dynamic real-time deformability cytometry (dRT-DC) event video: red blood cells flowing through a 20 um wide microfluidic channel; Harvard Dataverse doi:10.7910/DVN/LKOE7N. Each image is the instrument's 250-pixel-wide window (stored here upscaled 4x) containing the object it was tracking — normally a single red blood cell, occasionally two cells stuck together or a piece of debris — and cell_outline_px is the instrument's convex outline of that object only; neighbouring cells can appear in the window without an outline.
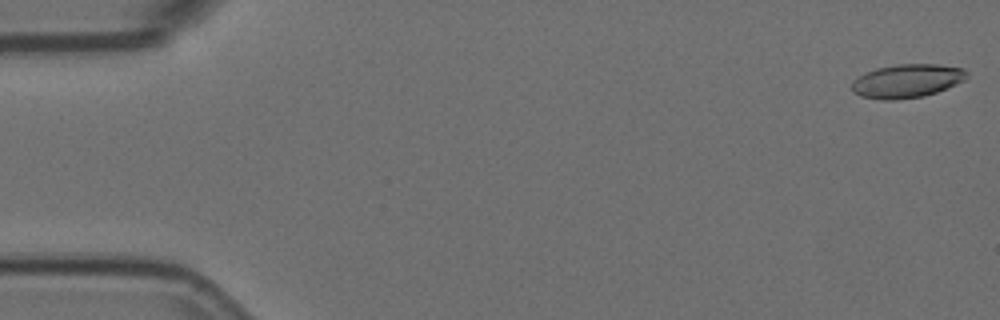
{"species": "Egyptian fruit bat (a non-hibernating species)", "species_latin": "Rousettus aegyptiacus", "temperature_condition": "room temperature", "stored_images_in_passage": 7, "camera_frame_rate_fps": 3000, "um_per_image_px": 0.085, "animal": {"sex": "female"}, "frame": {"image": 1, "passage_image": 1, "time_ms": 0.0, "image_size_px": [1000, 320], "cell_outline_px": [[968, 76], [964, 80], [956, 84], [936, 92], [924, 96], [896, 100], [884, 100], [860, 96], [852, 92], [852, 80], [876, 68], [896, 64], [940, 64], [964, 68], [968, 72]], "centroid_in_image_um": [77.1, 6.88], "position_along_channel_um": 7.9, "area_um2": 22.6}}
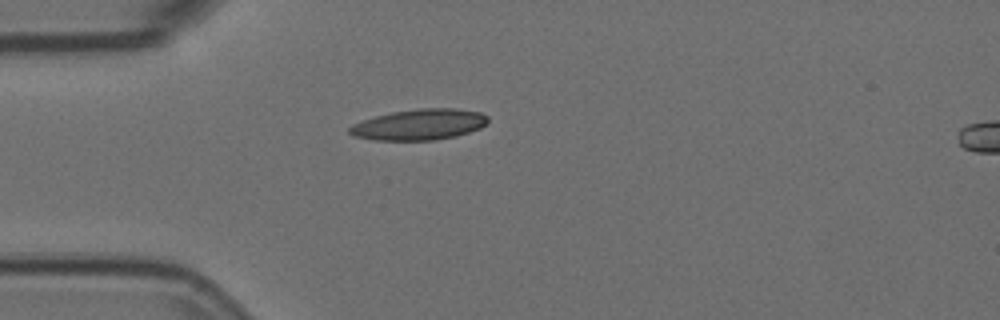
{"frame": {"image": 2, "passage_image": 5, "time_ms": 1.333, "image_size_px": [1000, 320], "cell_outline_px": [[488, 124], [480, 128], [456, 136], [432, 140], [372, 140], [352, 136], [348, 132], [348, 128], [352, 124], [376, 116], [392, 112], [420, 108], [452, 108], [480, 112], [488, 116]], "centroid_in_image_um": [35.63, 10.59], "position_along_channel_um": 49.4, "area_um2": 24.91}}